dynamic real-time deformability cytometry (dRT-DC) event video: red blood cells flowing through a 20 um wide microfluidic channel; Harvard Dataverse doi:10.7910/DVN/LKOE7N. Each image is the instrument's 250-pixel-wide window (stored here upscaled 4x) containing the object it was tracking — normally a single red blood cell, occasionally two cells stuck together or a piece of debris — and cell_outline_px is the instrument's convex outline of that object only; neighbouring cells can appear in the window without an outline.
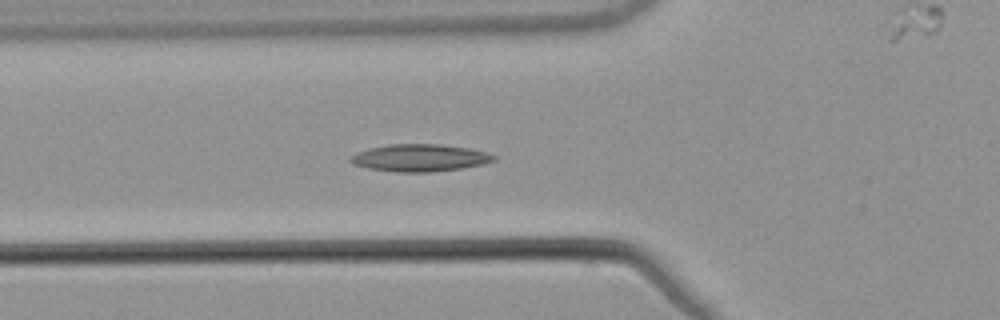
{"species": "common noctule bat (a hibernating species)", "species_latin": "Nyctalus noctula", "temperature_condition": "warm", "stored_images_in_passage": 36, "camera_frame_rate_fps": 3000, "um_per_image_px": 0.085, "animal": {"sex": "male", "body_mass_g": 21.5, "forearm_length_mm": 52.0}, "frame": {"image": 1, "passage_image": 6, "time_ms": 1.667, "image_size_px": [1000, 320], "cell_outline_px": [[500, 156], [496, 160], [480, 164], [460, 168], [432, 172], [396, 172], [368, 168], [352, 164], [348, 160], [356, 152], [368, 148], [388, 144], [440, 144], [468, 148], [488, 152]], "centroid_in_image_um": [35.68, 13.41], "position_along_channel_um": 90.1, "area_um2": 22.89}}
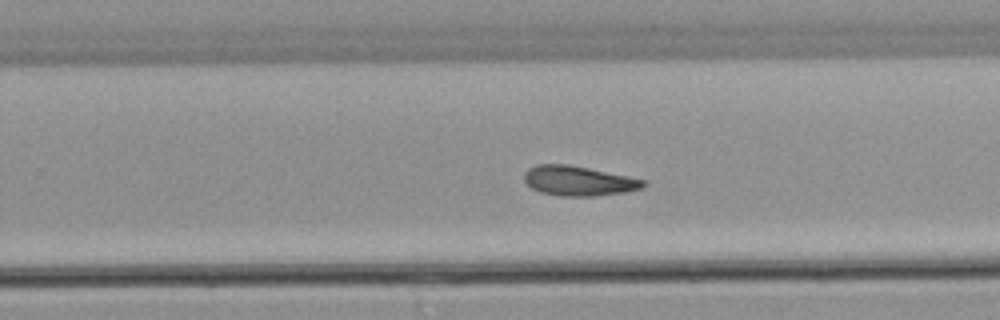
{"frame": {"image": 2, "passage_image": 21, "time_ms": 6.667, "image_size_px": [1000, 320], "cell_outline_px": [[648, 184], [640, 188], [628, 192], [596, 196], [560, 196], [540, 192], [532, 188], [524, 180], [524, 172], [528, 168], [536, 164], [568, 164], [628, 176], [644, 180]], "centroid_in_image_um": [49.17, 15.37], "position_along_channel_um": 280.6, "area_um2": 20.75}, "authors_computed_cell_mechanics": {"area_um2": 20.3167, "velocity_mm_per_s": 3.8196, "shape_relaxation_time_tau1_ms": 7.9266, "shape_relaxation_time_tau2_ms": null, "deformation_change_tau1": 0.1715, "deformation_change_tau2": null}}